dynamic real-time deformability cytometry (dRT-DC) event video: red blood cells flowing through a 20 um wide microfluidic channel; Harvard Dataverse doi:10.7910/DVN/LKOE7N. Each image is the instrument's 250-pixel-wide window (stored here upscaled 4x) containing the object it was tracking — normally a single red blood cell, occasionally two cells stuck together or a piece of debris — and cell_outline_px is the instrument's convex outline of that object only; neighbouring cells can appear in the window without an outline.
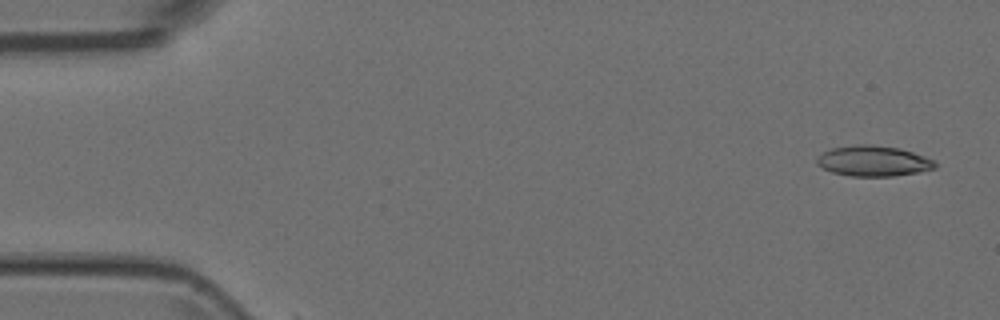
{"species": "Egyptian fruit bat (a non-hibernating species)", "species_latin": "Rousettus aegyptiacus", "temperature_condition": "room temperature", "stored_images_in_passage": 3, "camera_frame_rate_fps": 3000, "um_per_image_px": 0.085, "animal": {"sex": "female"}, "frame": {"image": 1, "passage_image": 2, "time_ms": 0.333, "image_size_px": [1000, 320], "cell_outline_px": [[936, 168], [916, 172], [892, 176], [852, 176], [832, 172], [816, 164], [816, 160], [824, 152], [832, 148], [856, 144], [872, 144], [900, 148], [936, 160]], "centroid_in_image_um": [74.25, 13.67], "position_along_channel_um": 10.7, "area_um2": 20.92}}